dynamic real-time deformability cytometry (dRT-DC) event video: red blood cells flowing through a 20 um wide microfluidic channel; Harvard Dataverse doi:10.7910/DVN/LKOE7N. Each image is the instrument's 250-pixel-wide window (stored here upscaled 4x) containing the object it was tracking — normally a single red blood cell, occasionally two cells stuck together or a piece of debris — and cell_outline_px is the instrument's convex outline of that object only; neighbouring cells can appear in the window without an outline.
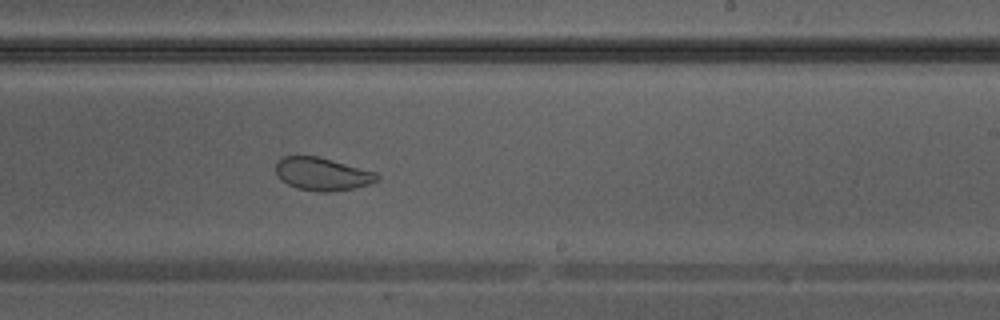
{"species": "Egyptian fruit bat (a non-hibernating species)", "species_latin": "Rousettus aegyptiacus", "temperature_condition": "warm", "stored_images_in_passage": 36, "camera_frame_rate_fps": 3000, "um_per_image_px": 0.085, "animal": {"sex": "male"}, "frame": {"image": 1, "passage_image": 21, "time_ms": 6.667, "image_size_px": [1000, 320], "cell_outline_px": [[380, 180], [368, 184], [352, 188], [328, 192], [320, 192], [300, 188], [288, 184], [280, 180], [276, 172], [276, 164], [284, 156], [316, 156], [332, 160], [376, 172], [380, 176]], "centroid_in_image_um": [27.41, 14.79], "position_along_channel_um": 261.6, "area_um2": 19.13}}
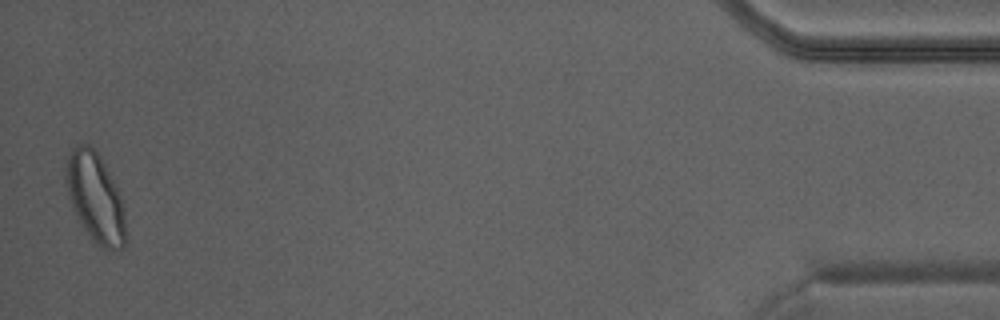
{"frame": {"image": 2, "passage_image": 36, "time_ms": 11.667, "image_size_px": [1000, 320], "cell_outline_px": [[128, 240], [124, 248], [104, 248], [92, 240], [88, 236], [76, 216], [68, 196], [64, 180], [64, 156], [72, 148], [80, 144], [88, 144], [100, 156], [120, 196], [124, 212]], "centroid_in_image_um": [8.06, 16.79], "position_along_channel_um": 427.1, "area_um2": 31.44}}